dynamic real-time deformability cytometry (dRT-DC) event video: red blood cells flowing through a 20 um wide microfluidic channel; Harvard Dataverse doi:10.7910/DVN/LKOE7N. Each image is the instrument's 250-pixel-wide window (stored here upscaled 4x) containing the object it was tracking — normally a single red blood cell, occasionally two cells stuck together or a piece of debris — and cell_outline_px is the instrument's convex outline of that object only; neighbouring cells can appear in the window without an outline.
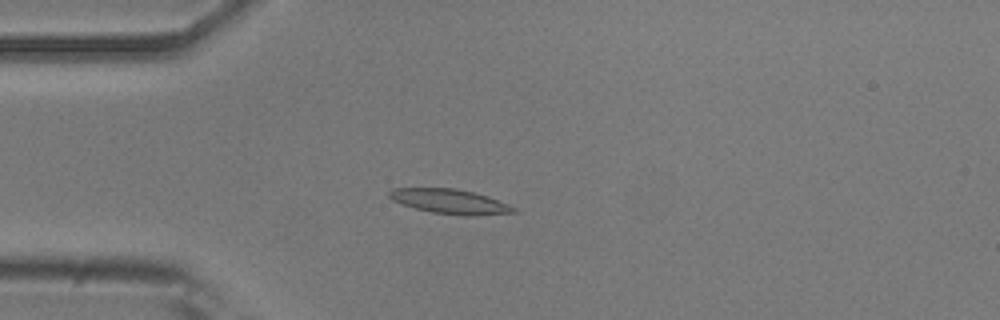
{"species": "common noctule bat (a hibernating species)", "species_latin": "Nyctalus noctula", "temperature_condition": "room temperature", "stored_images_in_passage": 53, "camera_frame_rate_fps": 3000, "um_per_image_px": 0.085, "animal": {"sex": "male", "body_mass_g": 20.5, "forearm_length_mm": 52.5}, "frame": {"image": 1, "passage_image": 14, "time_ms": 4.333, "image_size_px": [1000, 320], "cell_outline_px": [[516, 212], [476, 216], [464, 216], [432, 212], [400, 204], [392, 200], [388, 196], [388, 192], [392, 188], [456, 188], [488, 196], [508, 204], [516, 208]], "centroid_in_image_um": [38.23, 17.13], "position_along_channel_um": 46.8, "area_um2": 17.92}}
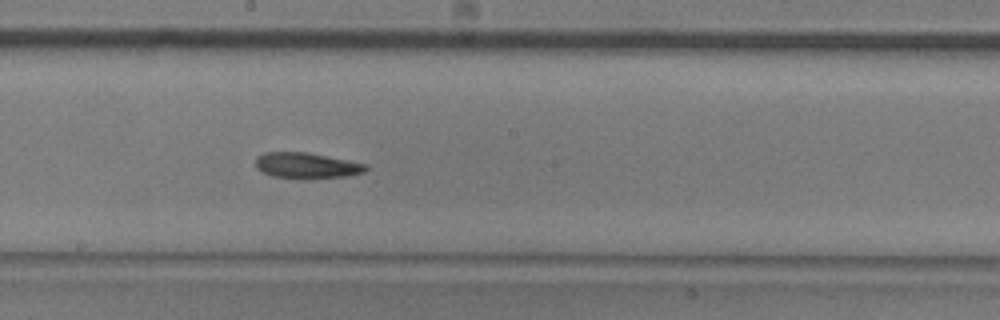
{"frame": {"image": 2, "passage_image": 29, "time_ms": 9.333, "image_size_px": [1000, 320], "cell_outline_px": [[368, 168], [364, 172], [348, 176], [304, 180], [300, 180], [272, 176], [256, 168], [256, 156], [264, 152], [308, 152], [368, 164]], "centroid_in_image_um": [26.07, 14.09], "position_along_channel_um": 222.1, "area_um2": 16.99}}
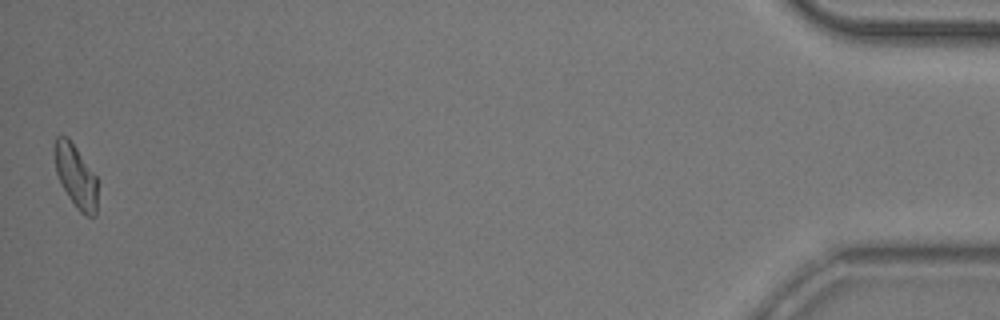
{"frame": {"image": 3, "passage_image": 53, "time_ms": 17.333, "image_size_px": [1000, 320], "cell_outline_px": [[96, 216], [84, 216], [76, 208], [60, 184], [56, 172], [52, 148], [56, 136], [68, 136], [96, 176]], "centroid_in_image_um": [6.39, 14.95], "position_along_channel_um": 428.8, "area_um2": 15.95}, "authors_computed_cell_mechanics": {"area_um2": 16.6464, "velocity_mm_per_s": 3.7688, "shape_relaxation_time_tau1_ms": 6.4724, "shape_relaxation_time_tau2_ms": 10.4893, "deformation_change_tau1": 0.1914, "deformation_change_tau2": 0.2334}}